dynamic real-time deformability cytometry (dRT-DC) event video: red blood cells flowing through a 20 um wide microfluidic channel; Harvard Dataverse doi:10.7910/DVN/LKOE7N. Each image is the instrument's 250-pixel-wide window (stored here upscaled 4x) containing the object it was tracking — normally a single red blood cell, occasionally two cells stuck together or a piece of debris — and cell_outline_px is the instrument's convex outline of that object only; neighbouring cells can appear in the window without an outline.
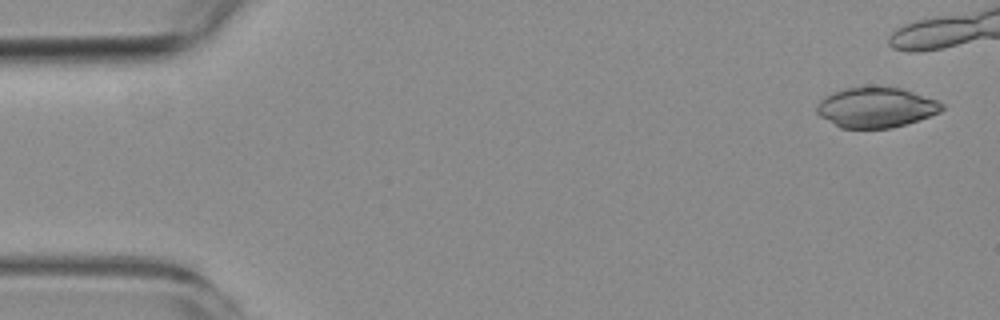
{"species": "common noctule bat (a hibernating species)", "species_latin": "Nyctalus noctula", "temperature_condition": "room temperature", "stored_images_in_passage": 7, "camera_frame_rate_fps": 3000, "um_per_image_px": 0.085, "animal": {"sex": "female", "body_mass_g": 19.3, "forearm_length_mm": 54.1}, "frame": {"image": 1, "passage_image": 1, "time_ms": 0.0, "image_size_px": [1000, 320], "cell_outline_px": [[944, 108], [940, 112], [892, 128], [840, 128], [820, 116], [816, 112], [816, 104], [824, 96], [832, 92], [844, 88], [872, 84], [900, 88], [936, 100], [944, 104]], "centroid_in_image_um": [74.4, 9.1], "position_along_channel_um": 10.6, "area_um2": 29.65}}
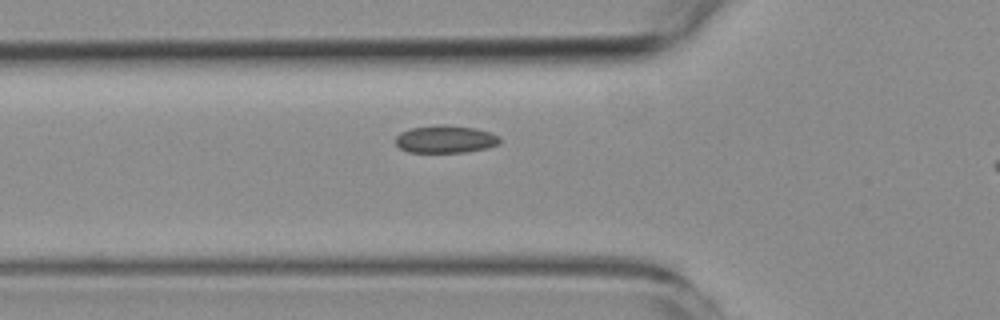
{"frame": {"image": 2, "passage_image": 7, "time_ms": 7.667, "image_size_px": [1000, 320], "cell_outline_px": [[500, 144], [488, 148], [464, 152], [408, 152], [400, 148], [396, 144], [396, 136], [400, 132], [412, 128], [440, 124], [444, 124], [476, 128], [492, 132], [500, 136]], "centroid_in_image_um": [37.9, 11.82], "position_along_channel_um": 87.9, "area_um2": 16.94}}